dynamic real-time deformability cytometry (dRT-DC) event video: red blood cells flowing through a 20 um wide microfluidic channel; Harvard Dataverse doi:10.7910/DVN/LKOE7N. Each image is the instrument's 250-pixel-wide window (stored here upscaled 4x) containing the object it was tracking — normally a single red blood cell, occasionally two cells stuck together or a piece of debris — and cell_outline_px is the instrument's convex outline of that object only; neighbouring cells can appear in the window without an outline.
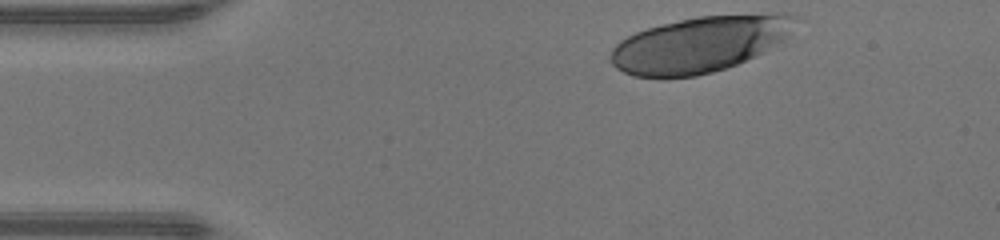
{"species": "human", "species_latin": "Homo sapiens", "temperature_condition": "warm", "stored_images_in_passage": 11, "camera_frame_rate_fps": 3000, "um_per_image_px": 0.085, "donor": {"sex": "male"}, "frame": {"image": 1, "passage_image": 1, "time_ms": 0.0, "image_size_px": [1000, 240], "cell_outline_px": [[800, 16], [788, 36], [764, 52], [756, 56], [736, 64], [712, 72], [696, 76], [632, 76], [616, 68], [608, 60], [612, 48], [620, 40], [636, 32], [648, 28], [696, 16], [768, 12], [788, 12]], "centroid_in_image_um": [59.54, 3.72], "position_along_channel_um": 25.5, "area_um2": 60.46}}